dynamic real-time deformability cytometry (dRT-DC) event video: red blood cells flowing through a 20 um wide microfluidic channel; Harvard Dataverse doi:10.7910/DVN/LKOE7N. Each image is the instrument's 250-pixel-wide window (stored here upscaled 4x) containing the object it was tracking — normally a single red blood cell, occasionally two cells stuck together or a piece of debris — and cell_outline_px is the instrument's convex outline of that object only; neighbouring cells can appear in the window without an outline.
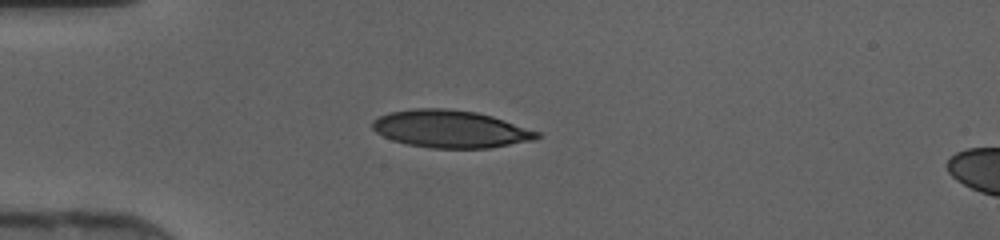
{"species": "human", "species_latin": "Homo sapiens", "temperature_condition": "cold", "stored_images_in_passage": 35, "camera_frame_rate_fps": 3000, "um_per_image_px": 0.085, "donor": {"sex": "female"}, "frame": {"image": 1, "passage_image": 2, "time_ms": 0.333, "image_size_px": [1000, 240], "cell_outline_px": [[540, 136], [532, 140], [488, 148], [428, 148], [408, 144], [392, 140], [376, 132], [372, 128], [372, 120], [388, 112], [412, 108], [444, 108], [476, 112], [492, 116], [540, 132]], "centroid_in_image_um": [38.25, 10.95], "position_along_channel_um": 46.8, "area_um2": 35.84}}
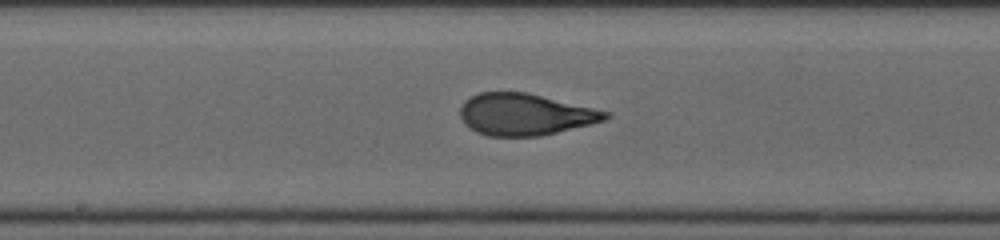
{"frame": {"image": 2, "passage_image": 14, "time_ms": 4.333, "image_size_px": [1000, 240], "cell_outline_px": [[612, 116], [604, 120], [540, 136], [488, 136], [476, 132], [468, 128], [464, 124], [460, 116], [460, 108], [464, 100], [480, 92], [528, 92], [612, 112]], "centroid_in_image_um": [44.61, 9.72], "position_along_channel_um": 203.6, "area_um2": 35.43}}
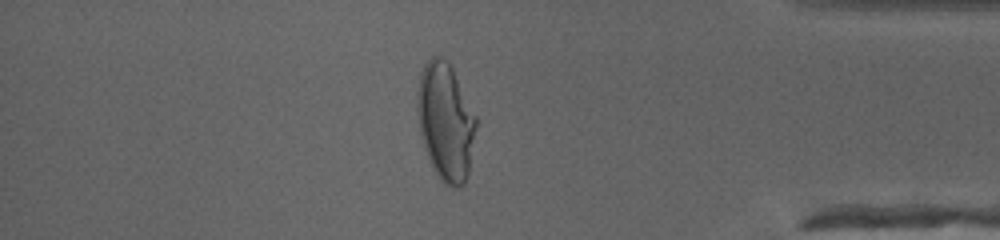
{"frame": {"image": 3, "passage_image": 29, "time_ms": 9.333, "image_size_px": [1000, 240], "cell_outline_px": [[476, 128], [468, 176], [464, 184], [460, 188], [456, 188], [444, 184], [440, 180], [428, 160], [424, 148], [420, 132], [416, 112], [416, 96], [420, 72], [424, 64], [432, 56], [440, 56], [448, 60], [476, 116]], "centroid_in_image_um": [37.85, 10.35], "position_along_channel_um": 397.3, "area_um2": 40.69}}